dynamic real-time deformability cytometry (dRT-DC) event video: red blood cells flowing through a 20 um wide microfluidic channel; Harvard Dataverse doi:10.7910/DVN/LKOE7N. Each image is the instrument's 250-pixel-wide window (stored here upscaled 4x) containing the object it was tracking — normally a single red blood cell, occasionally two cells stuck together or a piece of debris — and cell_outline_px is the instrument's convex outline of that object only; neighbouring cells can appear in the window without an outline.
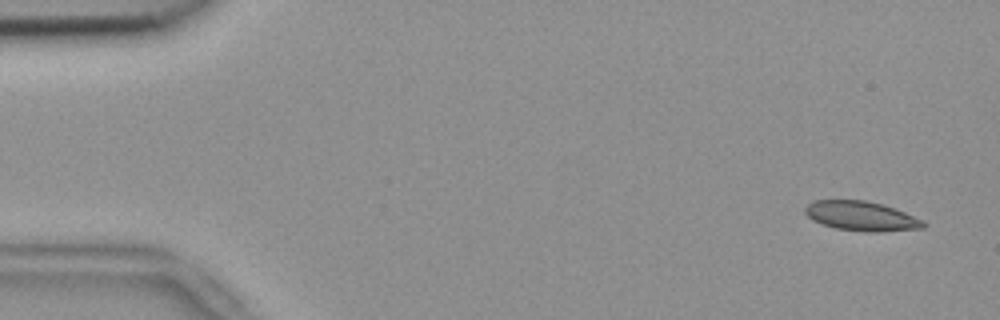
{"species": "common noctule bat (a hibernating species)", "species_latin": "Nyctalus noctula", "temperature_condition": "room temperature", "stored_images_in_passage": 54, "camera_frame_rate_fps": 3000, "um_per_image_px": 0.085, "animal": {"sex": "female", "body_mass_g": 18.4}, "frame": {"image": 1, "passage_image": 3, "time_ms": 0.667, "image_size_px": [1000, 320], "cell_outline_px": [[928, 224], [924, 228], [880, 232], [868, 232], [836, 228], [812, 220], [804, 212], [804, 208], [812, 200], [864, 200], [896, 208], [924, 220]], "centroid_in_image_um": [73.25, 18.36], "position_along_channel_um": 11.8, "area_um2": 20.46}}
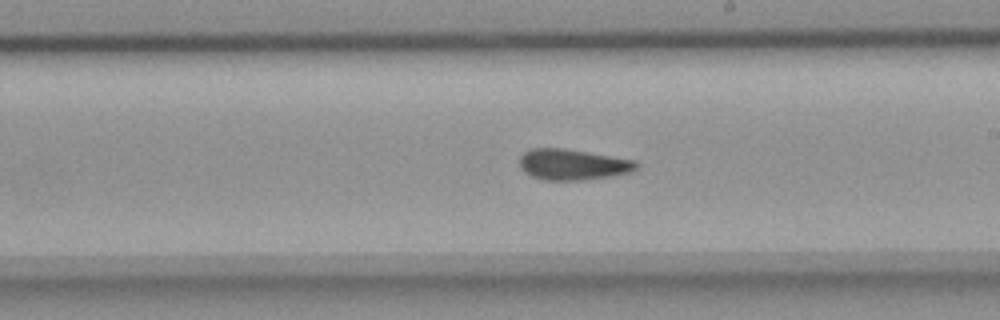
{"frame": {"image": 2, "passage_image": 31, "time_ms": 10.0, "image_size_px": [1000, 320], "cell_outline_px": [[640, 164], [632, 172], [612, 176], [580, 180], [544, 180], [532, 176], [524, 172], [520, 168], [520, 156], [524, 152], [532, 148], [564, 148], [636, 160]], "centroid_in_image_um": [48.69, 13.98], "position_along_channel_um": 240.3, "area_um2": 21.1}}
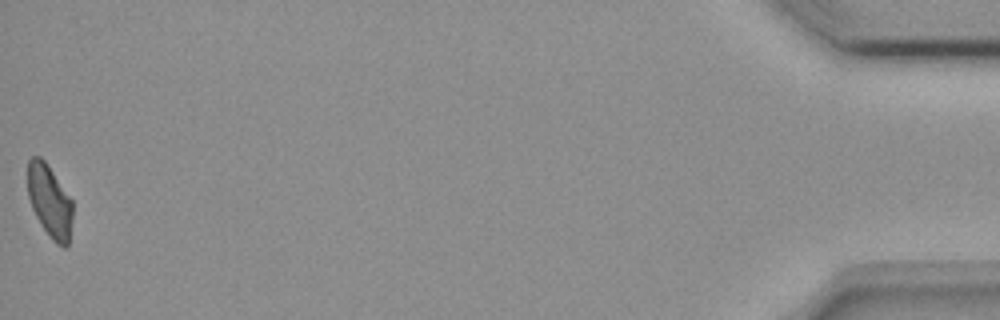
{"frame": {"image": 3, "passage_image": 54, "time_ms": 17.667, "image_size_px": [1000, 320], "cell_outline_px": [[72, 220], [68, 248], [64, 248], [56, 244], [52, 240], [40, 224], [32, 208], [28, 196], [28, 160], [32, 156], [40, 156], [44, 160], [72, 200]], "centroid_in_image_um": [4.22, 17.14], "position_along_channel_um": 431.0, "area_um2": 19.02}, "authors_computed_cell_mechanics": {"area_um2": 20.4612, "velocity_mm_per_s": 3.7556, "shape_relaxation_time_tau1_ms": null, "shape_relaxation_time_tau2_ms": 4.5505, "deformation_change_tau1": null, "deformation_change_tau2": 0.0757}}